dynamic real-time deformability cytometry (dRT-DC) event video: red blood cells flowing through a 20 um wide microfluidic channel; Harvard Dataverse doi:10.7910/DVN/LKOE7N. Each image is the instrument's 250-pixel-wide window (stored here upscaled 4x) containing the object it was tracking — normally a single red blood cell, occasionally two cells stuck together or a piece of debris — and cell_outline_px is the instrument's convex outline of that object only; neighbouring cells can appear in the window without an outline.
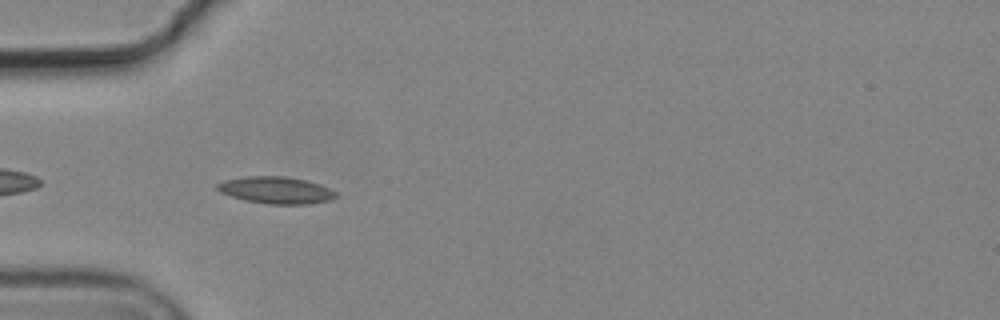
{"species": "common noctule bat (a hibernating species)", "species_latin": "Nyctalus noctula", "temperature_condition": "cold", "stored_images_in_passage": 5, "camera_frame_rate_fps": 3000, "um_per_image_px": 0.085, "animal": {"sex": "male", "body_mass_g": 19.2, "forearm_length_mm": 51.8}, "frame": {"image": 1, "passage_image": 4, "time_ms": 1.0, "image_size_px": [1000, 320], "cell_outline_px": [[336, 196], [328, 200], [308, 204], [268, 204], [244, 200], [220, 192], [216, 188], [216, 184], [224, 180], [244, 176], [284, 176], [304, 180], [320, 184], [336, 192]], "centroid_in_image_um": [23.42, 16.16], "position_along_channel_um": 61.6, "area_um2": 18.5}}
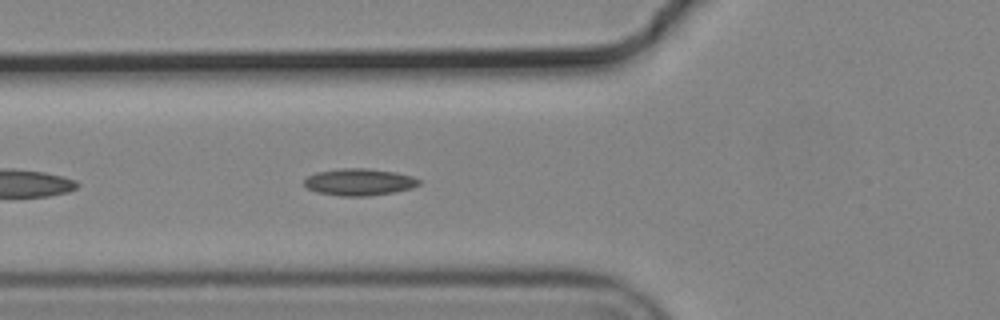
{"frame": {"image": 2, "passage_image": 5, "time_ms": 1.333, "image_size_px": [1000, 320], "cell_outline_px": [[420, 184], [412, 188], [392, 192], [364, 196], [340, 196], [316, 192], [308, 188], [304, 184], [304, 180], [308, 176], [316, 172], [340, 168], [368, 168], [396, 172], [412, 176], [420, 180]], "centroid_in_image_um": [30.52, 15.46], "position_along_channel_um": 95.3, "area_um2": 17.98}}